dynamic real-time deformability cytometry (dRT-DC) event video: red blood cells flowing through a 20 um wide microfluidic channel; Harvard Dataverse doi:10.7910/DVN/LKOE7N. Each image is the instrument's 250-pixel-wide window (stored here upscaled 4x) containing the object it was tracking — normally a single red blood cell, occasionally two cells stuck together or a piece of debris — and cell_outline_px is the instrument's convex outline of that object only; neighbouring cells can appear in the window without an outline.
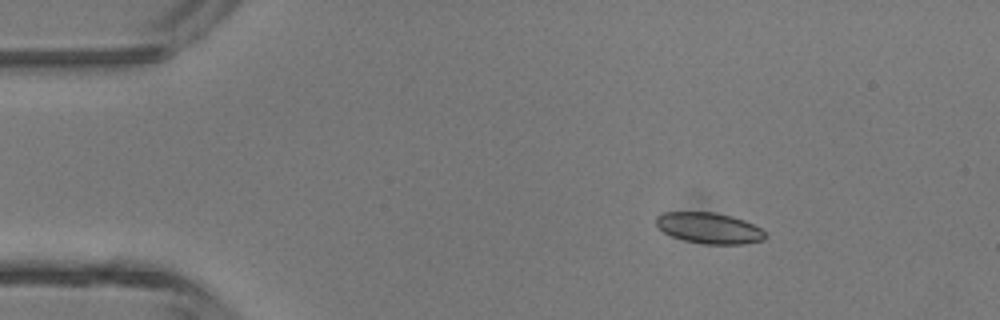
{"species": "common noctule bat (a hibernating species)", "species_latin": "Nyctalus noctula", "temperature_condition": "room temperature", "stored_images_in_passage": 4, "camera_frame_rate_fps": 3000, "um_per_image_px": 0.085, "animal": {"sex": "male", "body_mass_g": 13.3}, "frame": {"image": 1, "passage_image": 3, "time_ms": 0.667, "image_size_px": [1000, 320], "cell_outline_px": [[768, 236], [764, 240], [740, 244], [704, 244], [684, 240], [672, 236], [664, 232], [656, 224], [656, 216], [664, 212], [716, 212], [732, 216], [744, 220], [760, 228]], "centroid_in_image_um": [60.28, 19.38], "position_along_channel_um": 24.7, "area_um2": 19.65}}